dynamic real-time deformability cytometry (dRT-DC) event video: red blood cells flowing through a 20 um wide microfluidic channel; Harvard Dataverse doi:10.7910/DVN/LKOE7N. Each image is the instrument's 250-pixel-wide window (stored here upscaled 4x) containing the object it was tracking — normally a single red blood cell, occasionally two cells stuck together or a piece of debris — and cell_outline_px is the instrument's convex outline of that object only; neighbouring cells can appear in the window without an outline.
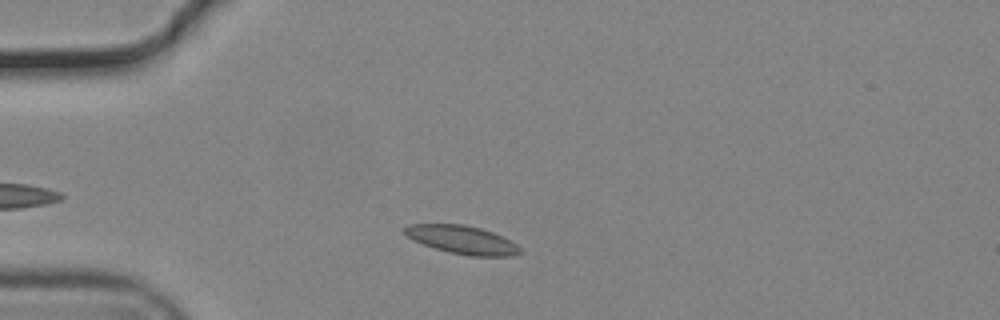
{"species": "common noctule bat (a hibernating species)", "species_latin": "Nyctalus noctula", "temperature_condition": "cold", "stored_images_in_passage": 38, "camera_frame_rate_fps": 3000, "um_per_image_px": 0.085, "animal": {"sex": "male", "body_mass_g": 19.2, "forearm_length_mm": 51.8}, "frame": {"image": 1, "passage_image": 7, "time_ms": 2.0, "image_size_px": [1000, 320], "cell_outline_px": [[524, 252], [512, 256], [468, 256], [448, 252], [412, 240], [404, 232], [404, 228], [408, 224], [464, 224], [480, 228], [492, 232], [516, 244]], "centroid_in_image_um": [39.29, 20.38], "position_along_channel_um": 45.7, "area_um2": 18.9}}
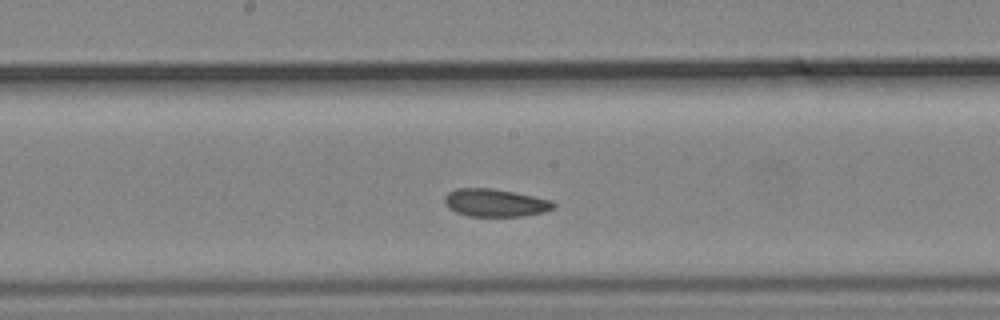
{"frame": {"image": 2, "passage_image": 22, "time_ms": 7.0, "image_size_px": [1000, 320], "cell_outline_px": [[556, 208], [544, 212], [524, 216], [468, 216], [456, 212], [448, 208], [444, 200], [444, 196], [448, 192], [456, 188], [492, 188], [552, 200], [556, 204]], "centroid_in_image_um": [42.09, 17.24], "position_along_channel_um": 206.1, "area_um2": 17.69}}
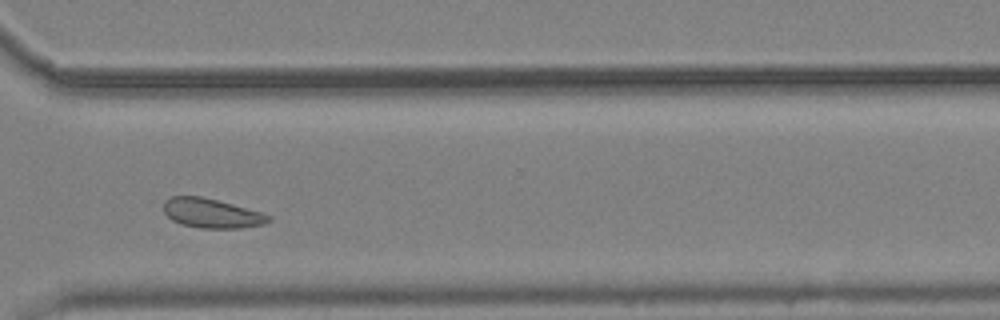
{"frame": {"image": 3, "passage_image": 34, "time_ms": 11.0, "image_size_px": [1000, 320], "cell_outline_px": [[272, 220], [264, 224], [240, 228], [200, 228], [180, 224], [172, 220], [164, 212], [164, 200], [172, 196], [200, 196], [232, 204], [260, 212], [272, 216]], "centroid_in_image_um": [17.98, 18.13], "position_along_channel_um": 352.6, "area_um2": 17.92}, "authors_computed_cell_mechanics": {"area_um2": 18.1203, "velocity_mm_per_s": 3.6603, "shape_relaxation_time_tau1_ms": null, "shape_relaxation_time_tau2_ms": 6.1839, "deformation_change_tau1": null, "deformation_change_tau2": 0.1071}}